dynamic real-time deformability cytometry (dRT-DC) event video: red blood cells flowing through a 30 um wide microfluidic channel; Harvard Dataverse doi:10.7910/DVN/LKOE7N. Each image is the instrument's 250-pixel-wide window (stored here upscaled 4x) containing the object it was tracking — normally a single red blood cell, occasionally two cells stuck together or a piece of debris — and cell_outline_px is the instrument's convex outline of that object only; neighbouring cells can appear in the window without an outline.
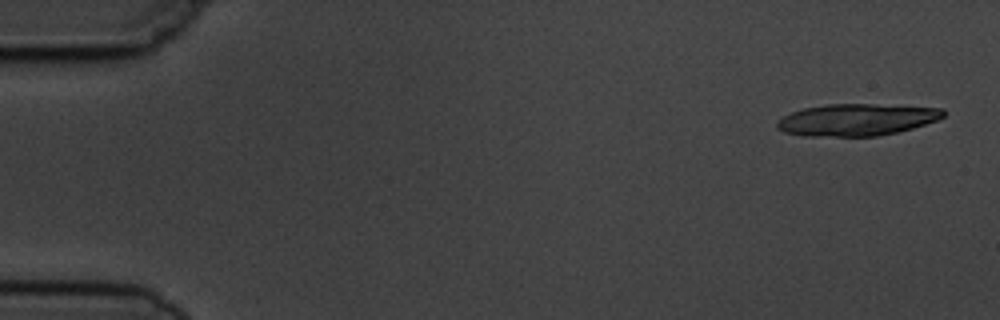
{"species": "common noctule bat (a hibernating species)", "species_latin": "Nyctalus noctula", "temperature_condition": "cold", "stored_images_in_passage": 6, "camera_frame_rate_fps": 3000, "um_per_image_px": 0.085, "animal": {"sex": "male", "body_mass_g": 19.5, "forearm_length_mm": 54.6}, "frame": {"image": 1, "passage_image": 1, "time_ms": 0.0, "image_size_px": [1000, 320], "cell_outline_px": [[944, 116], [936, 120], [912, 128], [896, 132], [876, 136], [804, 136], [784, 132], [776, 128], [776, 120], [792, 112], [804, 108], [828, 104], [872, 104], [944, 108]], "centroid_in_image_um": [72.78, 10.18], "position_along_channel_um": 12.2, "area_um2": 30.81}}